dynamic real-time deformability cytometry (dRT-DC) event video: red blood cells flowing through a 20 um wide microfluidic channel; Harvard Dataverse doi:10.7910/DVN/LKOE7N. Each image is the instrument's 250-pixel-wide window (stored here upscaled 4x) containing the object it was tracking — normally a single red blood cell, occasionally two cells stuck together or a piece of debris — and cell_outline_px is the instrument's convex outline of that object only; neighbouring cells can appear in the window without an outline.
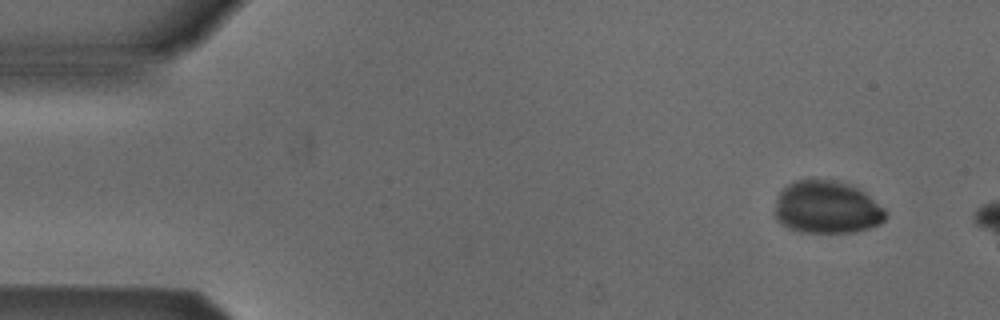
{"species": "Egyptian fruit bat (a non-hibernating species)", "species_latin": "Rousettus aegyptiacus", "temperature_condition": "cold", "stored_images_in_passage": 2, "camera_frame_rate_fps": 3000, "um_per_image_px": 0.085, "animal": {"sex": "male"}, "frame": {"image": 1, "passage_image": 1, "time_ms": 0.0, "image_size_px": [1000, 320], "cell_outline_px": [[888, 212], [884, 220], [880, 224], [856, 232], [800, 232], [776, 220], [776, 200], [780, 192], [788, 184], [796, 180], [836, 180], [852, 184], [864, 192], [884, 208]], "centroid_in_image_um": [70.32, 17.62], "position_along_channel_um": 14.7, "area_um2": 33.87}}